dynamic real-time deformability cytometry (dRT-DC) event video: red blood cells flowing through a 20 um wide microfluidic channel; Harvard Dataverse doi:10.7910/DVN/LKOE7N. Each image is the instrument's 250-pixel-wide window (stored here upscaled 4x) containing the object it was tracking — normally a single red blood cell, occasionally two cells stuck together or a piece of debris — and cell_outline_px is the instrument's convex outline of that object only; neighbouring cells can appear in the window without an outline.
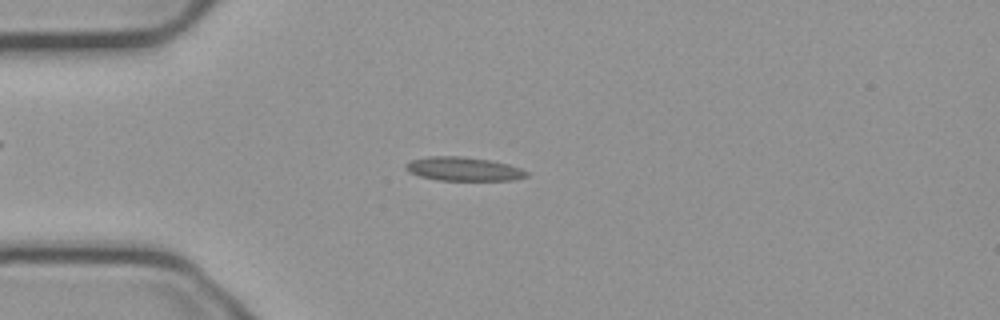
{"species": "common noctule bat (a hibernating species)", "species_latin": "Nyctalus noctula", "temperature_condition": "cold", "stored_images_in_passage": 53, "camera_frame_rate_fps": 3000, "um_per_image_px": 0.085, "animal": {"sex": "male", "body_mass_g": 23.1, "forearm_length_mm": 52.7}, "frame": {"image": 1, "passage_image": 13, "time_ms": 4.0, "image_size_px": [1000, 320], "cell_outline_px": [[528, 176], [512, 180], [436, 180], [420, 176], [408, 172], [404, 168], [404, 164], [412, 160], [428, 156], [464, 156], [488, 160], [508, 164], [520, 168], [528, 172]], "centroid_in_image_um": [39.36, 14.36], "position_along_channel_um": 45.6, "area_um2": 16.76}}
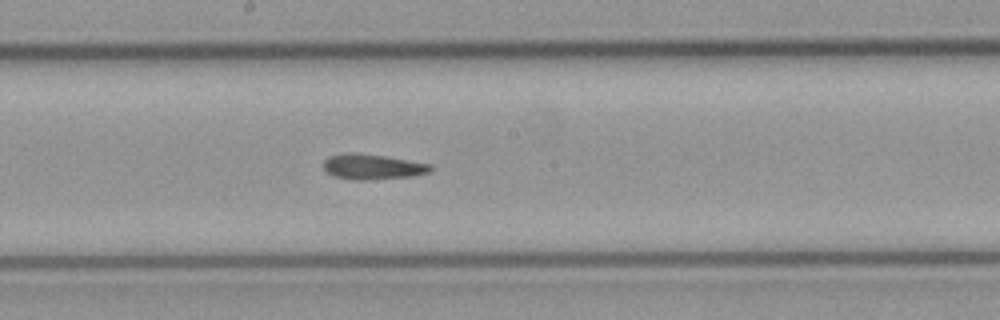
{"frame": {"image": 2, "passage_image": 28, "time_ms": 9.0, "image_size_px": [1000, 320], "cell_outline_px": [[432, 172], [412, 176], [372, 180], [352, 180], [332, 176], [324, 168], [324, 160], [328, 156], [344, 152], [356, 152], [384, 156], [432, 164]], "centroid_in_image_um": [31.65, 14.17], "position_along_channel_um": 216.5, "area_um2": 16.07}}
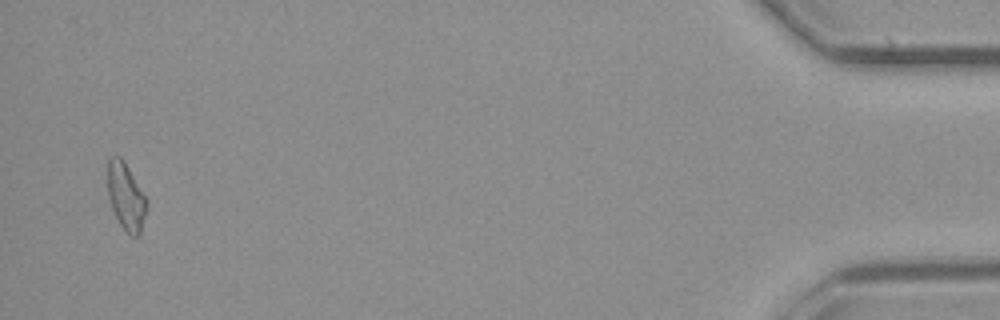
{"frame": {"image": 3, "passage_image": 52, "time_ms": 17.0, "image_size_px": [1000, 320], "cell_outline_px": [[148, 208], [140, 236], [132, 236], [120, 224], [112, 208], [108, 196], [108, 156], [120, 156], [124, 160], [148, 200]], "centroid_in_image_um": [10.73, 16.7], "position_along_channel_um": 424.5, "area_um2": 15.43}, "authors_computed_cell_mechanics": {"area_um2": 15.606, "velocity_mm_per_s": 3.7407, "shape_relaxation_time_tau1_ms": null, "shape_relaxation_time_tau2_ms": 8.6768, "deformation_change_tau1": null, "deformation_change_tau2": 0.1764}}